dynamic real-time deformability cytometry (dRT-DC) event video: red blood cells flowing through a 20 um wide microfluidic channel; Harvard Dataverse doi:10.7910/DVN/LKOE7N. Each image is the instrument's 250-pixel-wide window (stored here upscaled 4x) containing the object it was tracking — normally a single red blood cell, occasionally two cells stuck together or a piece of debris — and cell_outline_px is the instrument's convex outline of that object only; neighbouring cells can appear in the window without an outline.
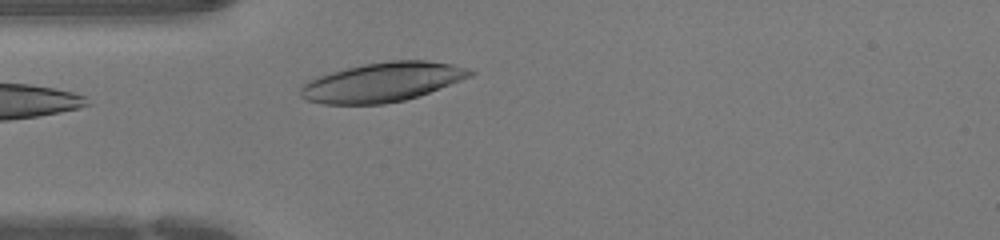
{"species": "human", "species_latin": "Homo sapiens", "temperature_condition": "warm", "stored_images_in_passage": 21, "camera_frame_rate_fps": 3000, "um_per_image_px": 0.085, "donor": {"sex": "female"}, "frame": {"image": 1, "passage_image": 1, "time_ms": 0.0, "image_size_px": [1000, 240], "cell_outline_px": [[476, 72], [472, 76], [428, 92], [404, 100], [384, 104], [324, 104], [304, 100], [300, 96], [300, 84], [308, 80], [332, 72], [364, 64], [392, 60], [424, 60], [452, 64], [468, 68]], "centroid_in_image_um": [32.47, 6.98], "position_along_channel_um": 52.5, "area_um2": 38.61}}
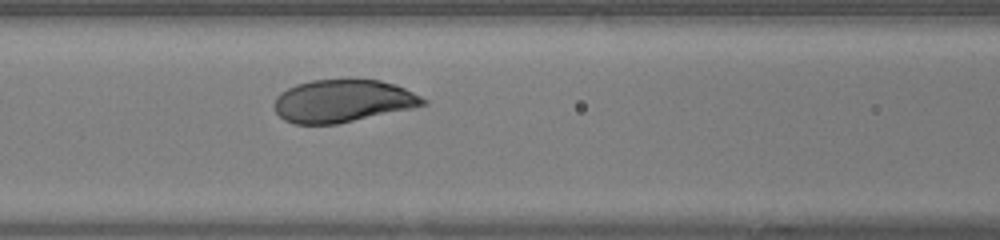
{"frame": {"image": 2, "passage_image": 7, "time_ms": 2.0, "image_size_px": [1000, 240], "cell_outline_px": [[428, 104], [412, 108], [336, 124], [292, 124], [284, 120], [276, 112], [272, 104], [276, 96], [280, 92], [296, 84], [312, 80], [348, 76], [380, 80], [396, 84], [428, 100]], "centroid_in_image_um": [29.11, 8.54], "position_along_channel_um": 137.5, "area_um2": 37.92}}
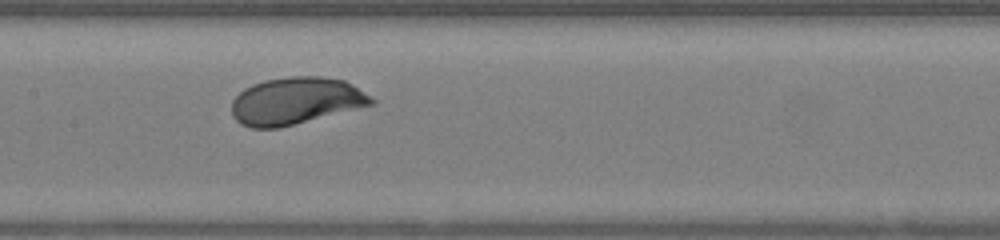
{"frame": {"image": 3, "passage_image": 10, "time_ms": 3.0, "image_size_px": [1000, 240], "cell_outline_px": [[376, 100], [372, 104], [280, 128], [252, 128], [240, 124], [232, 116], [232, 100], [244, 88], [252, 84], [264, 80], [288, 76], [320, 76], [344, 80]], "centroid_in_image_um": [25.08, 8.57], "position_along_channel_um": 182.3, "area_um2": 38.15}}